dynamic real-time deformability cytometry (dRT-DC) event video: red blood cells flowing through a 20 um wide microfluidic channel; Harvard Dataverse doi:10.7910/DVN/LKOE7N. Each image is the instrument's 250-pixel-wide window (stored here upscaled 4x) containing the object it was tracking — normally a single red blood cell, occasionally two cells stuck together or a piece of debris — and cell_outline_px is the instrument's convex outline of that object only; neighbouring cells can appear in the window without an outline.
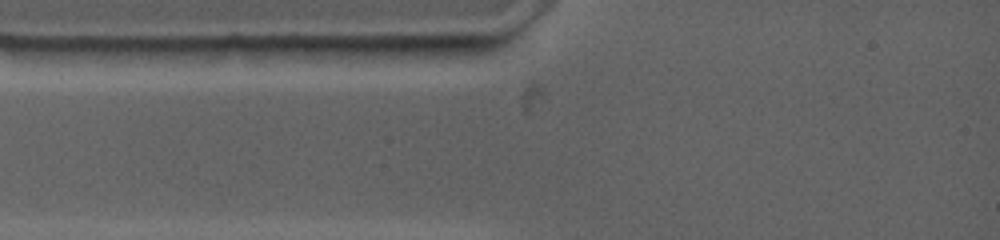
{"species": "common noctule bat (a hibernating species)", "species_latin": "Nyctalus noctula", "temperature_condition": "warm", "stored_images_in_passage": 3, "camera_frame_rate_fps": 4500, "um_per_image_px": 0.085, "animal": {"sex": "female", "body_mass_g": 19.0, "forearm_length_mm": 53.3}, "frame": {"image": 1, "passage_image": 2, "time_ms": 0.667, "image_size_px": [1000, 240], "cell_outline_px": [[452, 48], [384, 64], [340, 56], [304, 48], [304, 44], [448, 44]], "centroid_in_image_um": [32.16, 4.34], "position_along_channel_um": 52.8, "area_um2": 13.01}}